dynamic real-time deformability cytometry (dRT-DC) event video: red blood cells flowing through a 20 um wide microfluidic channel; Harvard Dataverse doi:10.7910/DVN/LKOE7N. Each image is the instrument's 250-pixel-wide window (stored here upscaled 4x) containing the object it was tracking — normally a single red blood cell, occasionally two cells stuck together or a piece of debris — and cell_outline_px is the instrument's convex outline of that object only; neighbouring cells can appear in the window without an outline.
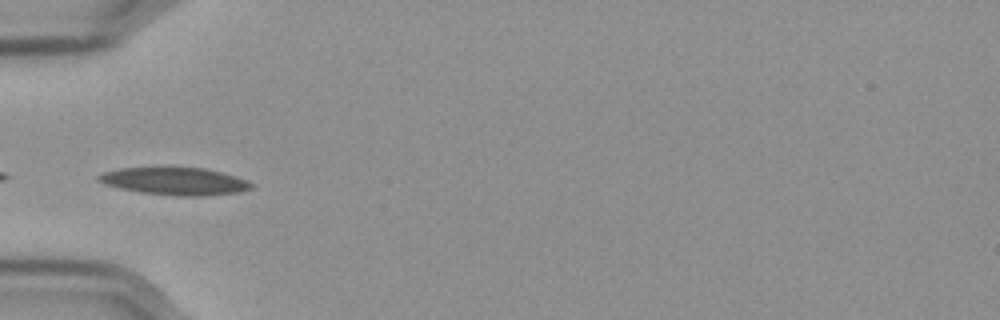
{"species": "Egyptian fruit bat (a non-hibernating species)", "species_latin": "Rousettus aegyptiacus", "temperature_condition": "cold", "stored_images_in_passage": 31, "camera_frame_rate_fps": 3000, "um_per_image_px": 0.085, "frame": {"image": 1, "passage_image": 1, "time_ms": 0.0, "image_size_px": [1000, 320], "cell_outline_px": [[252, 188], [236, 192], [200, 196], [180, 196], [140, 192], [120, 188], [104, 184], [96, 180], [96, 176], [104, 172], [120, 168], [204, 168], [236, 176], [248, 180], [252, 184]], "centroid_in_image_um": [14.83, 15.4], "position_along_channel_um": 70.2, "area_um2": 24.16}}